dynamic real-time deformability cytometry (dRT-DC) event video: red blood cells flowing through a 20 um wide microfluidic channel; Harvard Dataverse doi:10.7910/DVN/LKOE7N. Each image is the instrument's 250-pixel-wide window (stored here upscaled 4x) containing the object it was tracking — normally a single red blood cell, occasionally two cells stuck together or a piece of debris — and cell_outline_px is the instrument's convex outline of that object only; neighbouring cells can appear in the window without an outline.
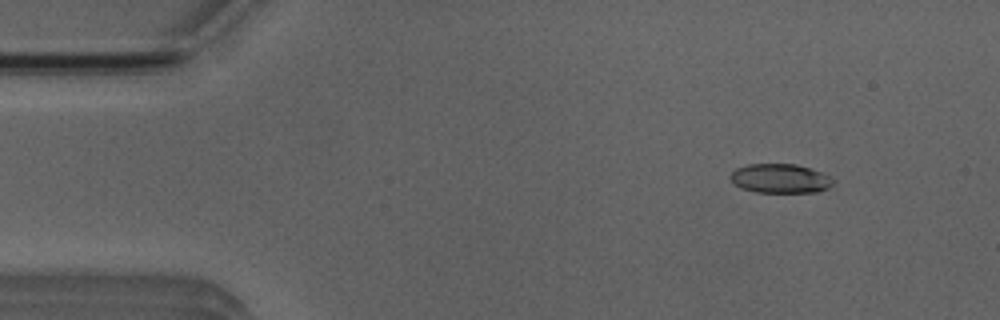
{"species": "Egyptian fruit bat (a non-hibernating species)", "species_latin": "Rousettus aegyptiacus", "temperature_condition": "room temperature", "stored_images_in_passage": 5, "camera_frame_rate_fps": 3000, "um_per_image_px": 0.085, "animal": {"sex": "male"}, "frame": {"image": 1, "passage_image": 2, "time_ms": 1.333, "image_size_px": [1000, 320], "cell_outline_px": [[836, 180], [828, 188], [816, 192], [756, 192], [732, 184], [728, 176], [736, 168], [748, 164], [796, 164], [820, 172]], "centroid_in_image_um": [66.28, 15.17], "position_along_channel_um": 18.7, "area_um2": 17.46}}